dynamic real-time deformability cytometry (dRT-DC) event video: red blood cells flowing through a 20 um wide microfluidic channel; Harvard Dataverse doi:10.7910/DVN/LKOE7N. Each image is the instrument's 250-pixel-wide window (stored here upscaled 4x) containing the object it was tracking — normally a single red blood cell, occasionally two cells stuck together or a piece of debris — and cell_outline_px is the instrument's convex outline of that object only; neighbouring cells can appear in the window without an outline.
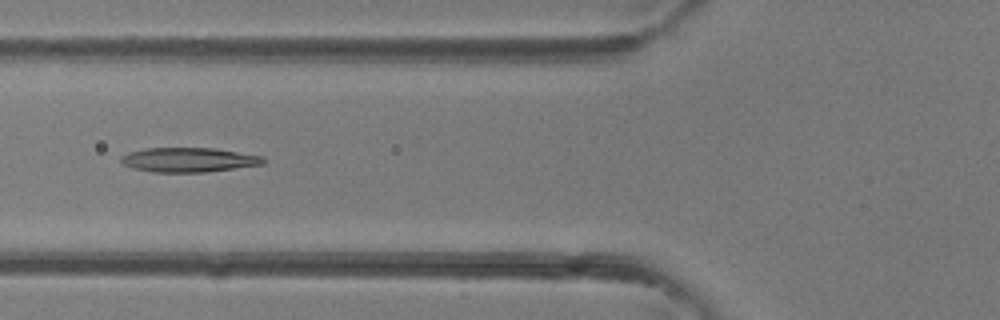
{"species": "common noctule bat (a hibernating species)", "species_latin": "Nyctalus noctula", "temperature_condition": "room temperature", "stored_images_in_passage": 5, "camera_frame_rate_fps": 3000, "um_per_image_px": 0.085, "animal": {"sex": "female"}, "frame": {"image": 1, "passage_image": 5, "time_ms": 5.333, "image_size_px": [1000, 320], "cell_outline_px": [[264, 164], [204, 172], [152, 172], [132, 168], [124, 164], [120, 160], [120, 156], [128, 152], [144, 148], [216, 148], [264, 156]], "centroid_in_image_um": [16.02, 13.58], "position_along_channel_um": 109.8, "area_um2": 20.35}}